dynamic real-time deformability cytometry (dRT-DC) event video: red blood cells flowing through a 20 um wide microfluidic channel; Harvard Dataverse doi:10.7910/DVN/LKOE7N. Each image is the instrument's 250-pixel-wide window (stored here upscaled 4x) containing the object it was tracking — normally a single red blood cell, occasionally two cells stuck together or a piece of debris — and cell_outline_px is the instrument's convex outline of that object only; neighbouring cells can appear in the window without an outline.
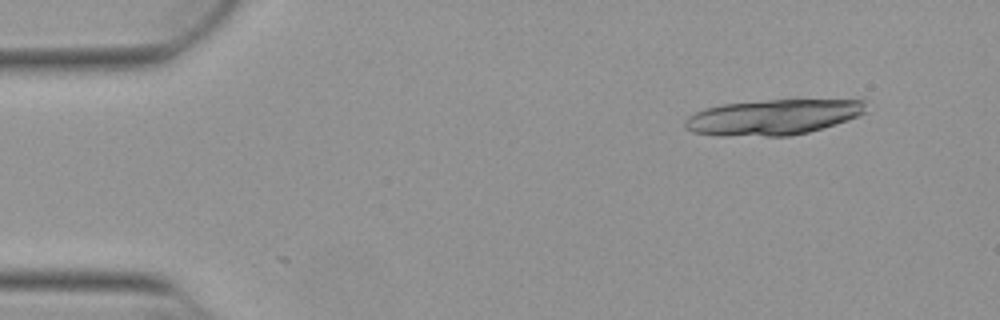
{"species": "Egyptian fruit bat (a non-hibernating species)", "species_latin": "Rousettus aegyptiacus", "temperature_condition": "warm", "stored_images_in_passage": 10, "camera_frame_rate_fps": 3000, "um_per_image_px": 0.085, "animal": {"sex": "female"}, "frame": {"image": 1, "passage_image": 1, "time_ms": 0.0, "image_size_px": [1000, 320], "cell_outline_px": [[864, 112], [856, 116], [808, 132], [788, 136], [764, 136], [692, 132], [684, 128], [684, 120], [688, 116], [704, 108], [724, 104], [768, 100], [864, 100]], "centroid_in_image_um": [65.65, 9.94], "position_along_channel_um": 19.4, "area_um2": 36.3}}